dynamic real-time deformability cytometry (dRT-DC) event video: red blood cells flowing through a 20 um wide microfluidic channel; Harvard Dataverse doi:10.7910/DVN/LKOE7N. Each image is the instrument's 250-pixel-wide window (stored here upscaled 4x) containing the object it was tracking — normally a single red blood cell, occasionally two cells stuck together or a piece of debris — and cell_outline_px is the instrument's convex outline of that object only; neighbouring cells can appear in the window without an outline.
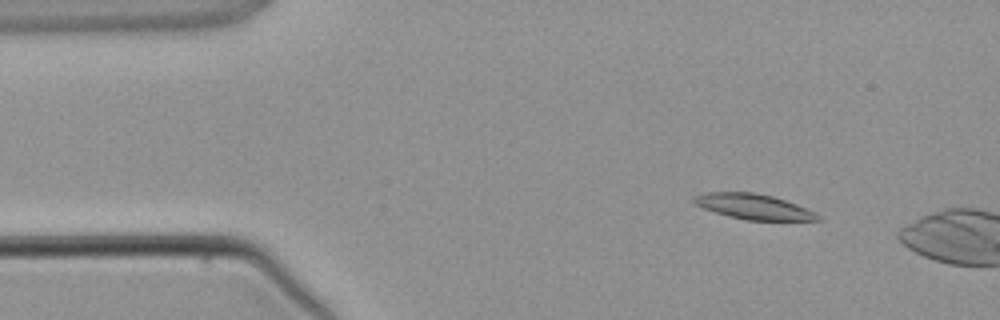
{"species": "common noctule bat (a hibernating species)", "species_latin": "Nyctalus noctula", "temperature_condition": "warm", "stored_images_in_passage": 4, "camera_frame_rate_fps": 3000, "um_per_image_px": 0.085, "animal": {"sex": "male", "body_mass_g": 21.5, "forearm_length_mm": 52.0}, "frame": {"image": 1, "passage_image": 2, "time_ms": 1.0, "image_size_px": [1000, 320], "cell_outline_px": [[824, 220], [744, 220], [728, 216], [704, 208], [696, 204], [692, 200], [692, 196], [704, 192], [756, 192], [772, 196], [796, 204], [816, 212]], "centroid_in_image_um": [64.05, 17.56], "position_along_channel_um": 21.0, "area_um2": 18.26}}